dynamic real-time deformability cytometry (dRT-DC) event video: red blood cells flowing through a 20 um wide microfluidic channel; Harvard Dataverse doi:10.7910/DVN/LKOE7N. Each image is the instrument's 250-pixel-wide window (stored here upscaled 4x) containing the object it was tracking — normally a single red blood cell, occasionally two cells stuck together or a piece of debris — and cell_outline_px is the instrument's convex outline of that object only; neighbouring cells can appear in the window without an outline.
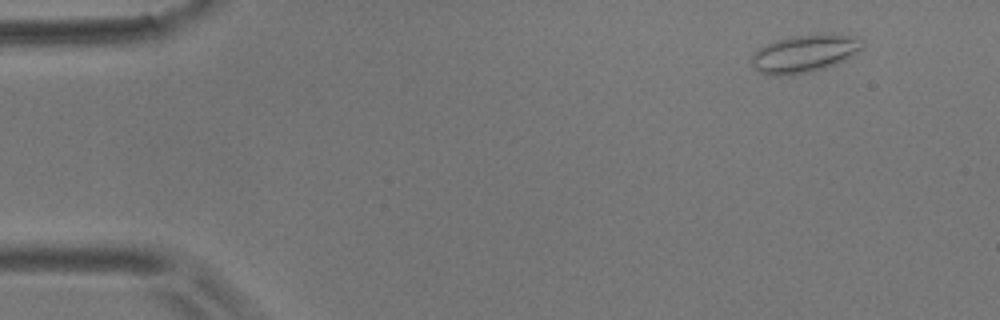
{"species": "common noctule bat (a hibernating species)", "species_latin": "Nyctalus noctula", "temperature_condition": "room temperature", "stored_images_in_passage": 4, "camera_frame_rate_fps": 3000, "um_per_image_px": 0.085, "animal": {"sex": "male", "body_mass_g": 17.9}, "frame": {"image": 1, "passage_image": 2, "time_ms": 0.333, "image_size_px": [1000, 320], "cell_outline_px": [[864, 48], [844, 60], [836, 64], [824, 68], [808, 72], [780, 76], [772, 76], [760, 72], [752, 64], [752, 56], [760, 48], [776, 40], [792, 36], [856, 36], [864, 40]], "centroid_in_image_um": [68.4, 4.58], "position_along_channel_um": 16.6, "area_um2": 23.58}}